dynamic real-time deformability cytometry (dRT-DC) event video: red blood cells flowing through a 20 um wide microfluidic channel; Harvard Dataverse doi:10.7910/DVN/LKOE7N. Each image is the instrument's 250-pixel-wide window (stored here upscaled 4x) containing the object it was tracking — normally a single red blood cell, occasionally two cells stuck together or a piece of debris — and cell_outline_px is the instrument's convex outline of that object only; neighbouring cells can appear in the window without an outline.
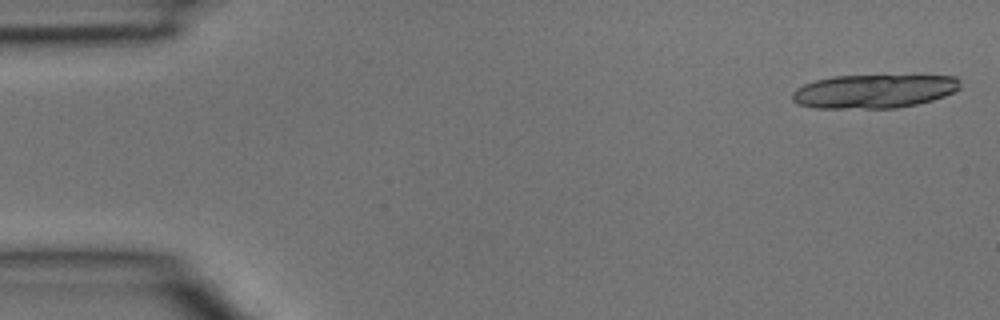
{"species": "common noctule bat (a hibernating species)", "species_latin": "Nyctalus noctula", "temperature_condition": "room temperature", "stored_images_in_passage": 4, "segment_of_instrument_passage": [2, 2], "camera_frame_rate_fps": 3000, "um_per_image_px": 0.085, "animal": {"sex": "male", "body_mass_g": 15.6}, "frame": {"image": 1, "passage_image": 4, "time_ms": 1.0, "image_size_px": [1000, 320], "cell_outline_px": [[960, 88], [944, 96], [932, 100], [900, 108], [816, 108], [800, 104], [792, 100], [792, 92], [796, 88], [804, 84], [816, 80], [832, 76], [956, 76], [960, 80]], "centroid_in_image_um": [74.27, 7.76], "position_along_channel_um": 10.7, "area_um2": 32.83}}